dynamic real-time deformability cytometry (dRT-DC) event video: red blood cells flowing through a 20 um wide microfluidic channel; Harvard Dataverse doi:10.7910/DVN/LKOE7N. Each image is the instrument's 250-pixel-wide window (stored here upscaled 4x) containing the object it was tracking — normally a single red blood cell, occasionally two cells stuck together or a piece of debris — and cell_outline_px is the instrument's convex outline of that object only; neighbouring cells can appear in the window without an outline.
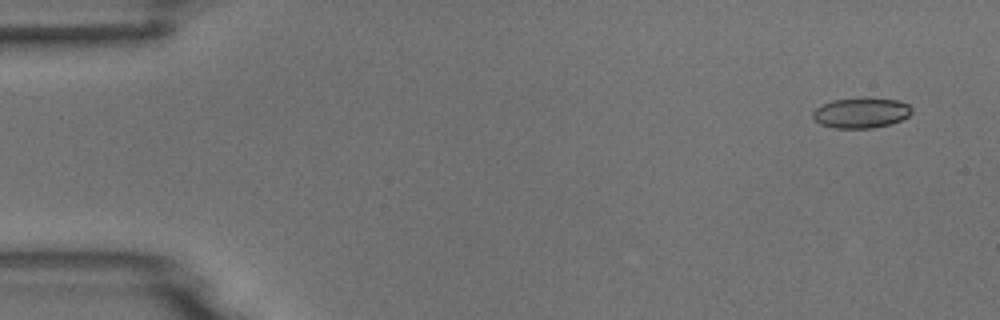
{"species": "common noctule bat (a hibernating species)", "species_latin": "Nyctalus noctula", "temperature_condition": "room temperature", "stored_images_in_passage": 7, "camera_frame_rate_fps": 3000, "um_per_image_px": 0.085, "animal": {"sex": "male", "body_mass_g": 18.8}, "frame": {"image": 1, "passage_image": 1, "time_ms": 0.0, "image_size_px": [1000, 320], "cell_outline_px": [[912, 112], [908, 116], [900, 120], [888, 124], [872, 128], [836, 128], [820, 124], [812, 116], [812, 112], [816, 108], [832, 100], [864, 96], [900, 100], [908, 104], [912, 108]], "centroid_in_image_um": [73.21, 9.56], "position_along_channel_um": 11.8, "area_um2": 17.74}}